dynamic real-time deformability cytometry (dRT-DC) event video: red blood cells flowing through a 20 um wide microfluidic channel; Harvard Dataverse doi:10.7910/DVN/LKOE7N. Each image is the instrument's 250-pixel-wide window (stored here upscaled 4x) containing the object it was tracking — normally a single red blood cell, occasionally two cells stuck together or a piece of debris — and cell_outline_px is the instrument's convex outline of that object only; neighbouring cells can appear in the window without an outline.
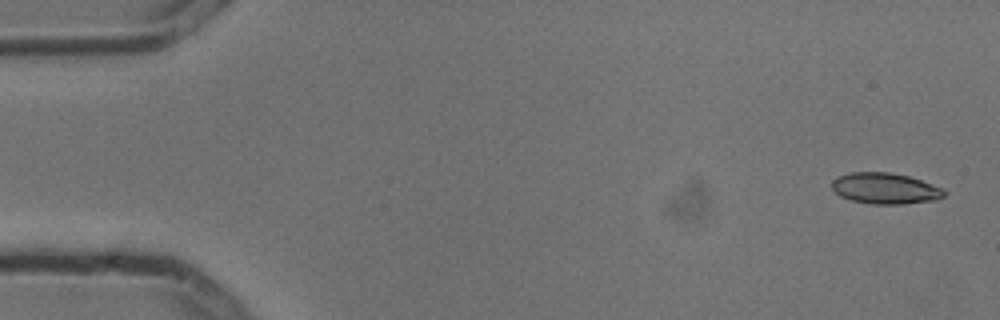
{"species": "common noctule bat (a hibernating species)", "species_latin": "Nyctalus noctula", "temperature_condition": "cold", "stored_images_in_passage": 5, "camera_frame_rate_fps": 3000, "um_per_image_px": 0.085, "animal": {"sex": "male", "body_mass_g": 13.3}, "frame": {"image": 1, "passage_image": 1, "time_ms": 0.0, "image_size_px": [1000, 320], "cell_outline_px": [[948, 192], [944, 196], [936, 200], [904, 204], [872, 204], [852, 200], [840, 196], [832, 188], [832, 180], [836, 176], [852, 172], [888, 172], [908, 176], [944, 188]], "centroid_in_image_um": [75.26, 16.01], "position_along_channel_um": 9.7, "area_um2": 20.4}}
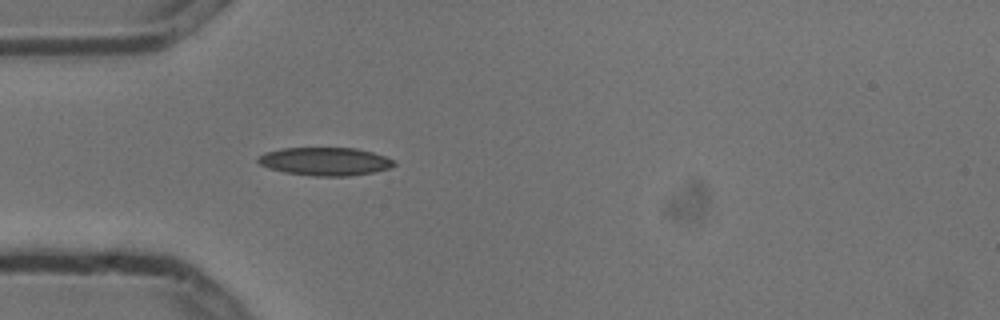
{"frame": {"image": 2, "passage_image": 5, "time_ms": 1.333, "image_size_px": [1000, 320], "cell_outline_px": [[396, 164], [388, 168], [372, 172], [348, 176], [312, 176], [284, 172], [268, 168], [260, 164], [256, 160], [256, 156], [264, 152], [280, 148], [356, 148], [372, 152], [384, 156], [392, 160]], "centroid_in_image_um": [27.55, 13.71], "position_along_channel_um": 57.4, "area_um2": 22.31}}